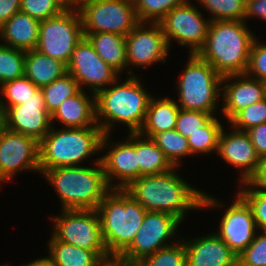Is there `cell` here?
Returning a JSON list of instances; mask_svg holds the SVG:
<instances>
[{
  "instance_id": "ac0fdd59",
  "label": "cell",
  "mask_w": 266,
  "mask_h": 266,
  "mask_svg": "<svg viewBox=\"0 0 266 266\" xmlns=\"http://www.w3.org/2000/svg\"><path fill=\"white\" fill-rule=\"evenodd\" d=\"M5 121L7 129L40 142L52 127L51 115L45 108L41 88L22 104L8 107L5 110Z\"/></svg>"
},
{
  "instance_id": "f1b7e54d",
  "label": "cell",
  "mask_w": 266,
  "mask_h": 266,
  "mask_svg": "<svg viewBox=\"0 0 266 266\" xmlns=\"http://www.w3.org/2000/svg\"><path fill=\"white\" fill-rule=\"evenodd\" d=\"M80 90L77 80L71 74L65 73L41 88L46 110L52 115L64 100L76 95Z\"/></svg>"
},
{
  "instance_id": "d590c367",
  "label": "cell",
  "mask_w": 266,
  "mask_h": 266,
  "mask_svg": "<svg viewBox=\"0 0 266 266\" xmlns=\"http://www.w3.org/2000/svg\"><path fill=\"white\" fill-rule=\"evenodd\" d=\"M181 238L175 244L143 258L134 266H187L185 246Z\"/></svg>"
},
{
  "instance_id": "5bb4252c",
  "label": "cell",
  "mask_w": 266,
  "mask_h": 266,
  "mask_svg": "<svg viewBox=\"0 0 266 266\" xmlns=\"http://www.w3.org/2000/svg\"><path fill=\"white\" fill-rule=\"evenodd\" d=\"M128 75H135L131 68L150 67L158 62L166 63L169 44L159 23L139 22L125 36ZM131 66V68L129 67Z\"/></svg>"
},
{
  "instance_id": "74e56055",
  "label": "cell",
  "mask_w": 266,
  "mask_h": 266,
  "mask_svg": "<svg viewBox=\"0 0 266 266\" xmlns=\"http://www.w3.org/2000/svg\"><path fill=\"white\" fill-rule=\"evenodd\" d=\"M68 5L63 0H21L20 12L44 21L60 14Z\"/></svg>"
},
{
  "instance_id": "f546056e",
  "label": "cell",
  "mask_w": 266,
  "mask_h": 266,
  "mask_svg": "<svg viewBox=\"0 0 266 266\" xmlns=\"http://www.w3.org/2000/svg\"><path fill=\"white\" fill-rule=\"evenodd\" d=\"M223 128L222 123L213 116L204 126L198 131L191 134L187 140L191 151V156L196 154H210L217 152L219 134Z\"/></svg>"
},
{
  "instance_id": "60d3db41",
  "label": "cell",
  "mask_w": 266,
  "mask_h": 266,
  "mask_svg": "<svg viewBox=\"0 0 266 266\" xmlns=\"http://www.w3.org/2000/svg\"><path fill=\"white\" fill-rule=\"evenodd\" d=\"M237 260L244 266H266V231L258 230L253 242L237 256Z\"/></svg>"
},
{
  "instance_id": "836d02e7",
  "label": "cell",
  "mask_w": 266,
  "mask_h": 266,
  "mask_svg": "<svg viewBox=\"0 0 266 266\" xmlns=\"http://www.w3.org/2000/svg\"><path fill=\"white\" fill-rule=\"evenodd\" d=\"M25 51L0 43V85L24 76Z\"/></svg>"
},
{
  "instance_id": "3957f363",
  "label": "cell",
  "mask_w": 266,
  "mask_h": 266,
  "mask_svg": "<svg viewBox=\"0 0 266 266\" xmlns=\"http://www.w3.org/2000/svg\"><path fill=\"white\" fill-rule=\"evenodd\" d=\"M246 21H211L204 45L197 55L222 77L246 74L255 34Z\"/></svg>"
},
{
  "instance_id": "7dc6e473",
  "label": "cell",
  "mask_w": 266,
  "mask_h": 266,
  "mask_svg": "<svg viewBox=\"0 0 266 266\" xmlns=\"http://www.w3.org/2000/svg\"><path fill=\"white\" fill-rule=\"evenodd\" d=\"M97 266H132L120 257L110 256L103 259Z\"/></svg>"
},
{
  "instance_id": "681fc988",
  "label": "cell",
  "mask_w": 266,
  "mask_h": 266,
  "mask_svg": "<svg viewBox=\"0 0 266 266\" xmlns=\"http://www.w3.org/2000/svg\"><path fill=\"white\" fill-rule=\"evenodd\" d=\"M6 128V121H5V110L0 104V135Z\"/></svg>"
},
{
  "instance_id": "cb8c5ba5",
  "label": "cell",
  "mask_w": 266,
  "mask_h": 266,
  "mask_svg": "<svg viewBox=\"0 0 266 266\" xmlns=\"http://www.w3.org/2000/svg\"><path fill=\"white\" fill-rule=\"evenodd\" d=\"M179 109L175 99L168 96L156 99L152 96L139 133L145 137L153 138L156 134L175 129Z\"/></svg>"
},
{
  "instance_id": "ee69618b",
  "label": "cell",
  "mask_w": 266,
  "mask_h": 266,
  "mask_svg": "<svg viewBox=\"0 0 266 266\" xmlns=\"http://www.w3.org/2000/svg\"><path fill=\"white\" fill-rule=\"evenodd\" d=\"M21 0H0V27L15 13L20 12Z\"/></svg>"
},
{
  "instance_id": "52a82bcc",
  "label": "cell",
  "mask_w": 266,
  "mask_h": 266,
  "mask_svg": "<svg viewBox=\"0 0 266 266\" xmlns=\"http://www.w3.org/2000/svg\"><path fill=\"white\" fill-rule=\"evenodd\" d=\"M184 68L176 80L177 105L184 110L202 111L215 116L220 105L223 77L197 54L188 55Z\"/></svg>"
},
{
  "instance_id": "f6af8a7d",
  "label": "cell",
  "mask_w": 266,
  "mask_h": 266,
  "mask_svg": "<svg viewBox=\"0 0 266 266\" xmlns=\"http://www.w3.org/2000/svg\"><path fill=\"white\" fill-rule=\"evenodd\" d=\"M251 17H259L266 23V1L247 0L245 20L249 21Z\"/></svg>"
},
{
  "instance_id": "e0dca14e",
  "label": "cell",
  "mask_w": 266,
  "mask_h": 266,
  "mask_svg": "<svg viewBox=\"0 0 266 266\" xmlns=\"http://www.w3.org/2000/svg\"><path fill=\"white\" fill-rule=\"evenodd\" d=\"M232 204L226 206L219 228L215 232L239 256L254 240L258 232L253 212L247 201L235 192Z\"/></svg>"
},
{
  "instance_id": "1f68e13d",
  "label": "cell",
  "mask_w": 266,
  "mask_h": 266,
  "mask_svg": "<svg viewBox=\"0 0 266 266\" xmlns=\"http://www.w3.org/2000/svg\"><path fill=\"white\" fill-rule=\"evenodd\" d=\"M211 21H245L247 0H197Z\"/></svg>"
},
{
  "instance_id": "8fae6325",
  "label": "cell",
  "mask_w": 266,
  "mask_h": 266,
  "mask_svg": "<svg viewBox=\"0 0 266 266\" xmlns=\"http://www.w3.org/2000/svg\"><path fill=\"white\" fill-rule=\"evenodd\" d=\"M51 218L52 235L63 243L92 251H107L97 210H61ZM53 219V220H52Z\"/></svg>"
},
{
  "instance_id": "5b68a950",
  "label": "cell",
  "mask_w": 266,
  "mask_h": 266,
  "mask_svg": "<svg viewBox=\"0 0 266 266\" xmlns=\"http://www.w3.org/2000/svg\"><path fill=\"white\" fill-rule=\"evenodd\" d=\"M55 128L52 125L39 142L40 174L52 168L81 166L84 160L102 152L104 132L99 126Z\"/></svg>"
},
{
  "instance_id": "7402d4cb",
  "label": "cell",
  "mask_w": 266,
  "mask_h": 266,
  "mask_svg": "<svg viewBox=\"0 0 266 266\" xmlns=\"http://www.w3.org/2000/svg\"><path fill=\"white\" fill-rule=\"evenodd\" d=\"M80 90L76 95L64 100L51 115V123L59 121L63 127L84 128L99 126L96 121L95 94Z\"/></svg>"
},
{
  "instance_id": "7c38bea8",
  "label": "cell",
  "mask_w": 266,
  "mask_h": 266,
  "mask_svg": "<svg viewBox=\"0 0 266 266\" xmlns=\"http://www.w3.org/2000/svg\"><path fill=\"white\" fill-rule=\"evenodd\" d=\"M192 0L174 7L158 23L167 39L169 47L176 41L186 46L189 54H197L205 43L211 20L203 17Z\"/></svg>"
},
{
  "instance_id": "f5cc1de1",
  "label": "cell",
  "mask_w": 266,
  "mask_h": 266,
  "mask_svg": "<svg viewBox=\"0 0 266 266\" xmlns=\"http://www.w3.org/2000/svg\"><path fill=\"white\" fill-rule=\"evenodd\" d=\"M234 266H244V265L240 264V263L237 261V263H236Z\"/></svg>"
},
{
  "instance_id": "816d5d0a",
  "label": "cell",
  "mask_w": 266,
  "mask_h": 266,
  "mask_svg": "<svg viewBox=\"0 0 266 266\" xmlns=\"http://www.w3.org/2000/svg\"><path fill=\"white\" fill-rule=\"evenodd\" d=\"M79 0H72V6L76 5Z\"/></svg>"
},
{
  "instance_id": "277c9868",
  "label": "cell",
  "mask_w": 266,
  "mask_h": 266,
  "mask_svg": "<svg viewBox=\"0 0 266 266\" xmlns=\"http://www.w3.org/2000/svg\"><path fill=\"white\" fill-rule=\"evenodd\" d=\"M94 162L93 167H58L41 174L58 193L62 210H95L112 190L107 183L101 157Z\"/></svg>"
},
{
  "instance_id": "ba28073f",
  "label": "cell",
  "mask_w": 266,
  "mask_h": 266,
  "mask_svg": "<svg viewBox=\"0 0 266 266\" xmlns=\"http://www.w3.org/2000/svg\"><path fill=\"white\" fill-rule=\"evenodd\" d=\"M83 36L110 32L126 36L139 23L133 0H79Z\"/></svg>"
},
{
  "instance_id": "7bdbcfd3",
  "label": "cell",
  "mask_w": 266,
  "mask_h": 266,
  "mask_svg": "<svg viewBox=\"0 0 266 266\" xmlns=\"http://www.w3.org/2000/svg\"><path fill=\"white\" fill-rule=\"evenodd\" d=\"M246 132L250 137L257 155L260 158L266 155V123L254 126Z\"/></svg>"
},
{
  "instance_id": "603a6c76",
  "label": "cell",
  "mask_w": 266,
  "mask_h": 266,
  "mask_svg": "<svg viewBox=\"0 0 266 266\" xmlns=\"http://www.w3.org/2000/svg\"><path fill=\"white\" fill-rule=\"evenodd\" d=\"M40 21L22 12L15 13L0 27V39L4 45L29 51L36 49L39 41Z\"/></svg>"
},
{
  "instance_id": "d6986e66",
  "label": "cell",
  "mask_w": 266,
  "mask_h": 266,
  "mask_svg": "<svg viewBox=\"0 0 266 266\" xmlns=\"http://www.w3.org/2000/svg\"><path fill=\"white\" fill-rule=\"evenodd\" d=\"M230 127L231 131L228 133L223 126L219 134L216 154L218 153L227 164L240 169V184L249 182L258 169L260 157L247 132Z\"/></svg>"
},
{
  "instance_id": "4dcf8cb0",
  "label": "cell",
  "mask_w": 266,
  "mask_h": 266,
  "mask_svg": "<svg viewBox=\"0 0 266 266\" xmlns=\"http://www.w3.org/2000/svg\"><path fill=\"white\" fill-rule=\"evenodd\" d=\"M152 139L173 167H180L181 159L191 156L187 138L175 129L156 134Z\"/></svg>"
},
{
  "instance_id": "2e32d148",
  "label": "cell",
  "mask_w": 266,
  "mask_h": 266,
  "mask_svg": "<svg viewBox=\"0 0 266 266\" xmlns=\"http://www.w3.org/2000/svg\"><path fill=\"white\" fill-rule=\"evenodd\" d=\"M27 170L40 174L39 142L5 128L0 135V185Z\"/></svg>"
},
{
  "instance_id": "bcb514c9",
  "label": "cell",
  "mask_w": 266,
  "mask_h": 266,
  "mask_svg": "<svg viewBox=\"0 0 266 266\" xmlns=\"http://www.w3.org/2000/svg\"><path fill=\"white\" fill-rule=\"evenodd\" d=\"M249 183L266 191V155L260 158L258 169Z\"/></svg>"
},
{
  "instance_id": "44dd1931",
  "label": "cell",
  "mask_w": 266,
  "mask_h": 266,
  "mask_svg": "<svg viewBox=\"0 0 266 266\" xmlns=\"http://www.w3.org/2000/svg\"><path fill=\"white\" fill-rule=\"evenodd\" d=\"M182 240L187 266H234L238 261L237 255L216 233Z\"/></svg>"
},
{
  "instance_id": "b9f144b4",
  "label": "cell",
  "mask_w": 266,
  "mask_h": 266,
  "mask_svg": "<svg viewBox=\"0 0 266 266\" xmlns=\"http://www.w3.org/2000/svg\"><path fill=\"white\" fill-rule=\"evenodd\" d=\"M246 74L266 83V43H260L256 37L251 46Z\"/></svg>"
},
{
  "instance_id": "d6a6232c",
  "label": "cell",
  "mask_w": 266,
  "mask_h": 266,
  "mask_svg": "<svg viewBox=\"0 0 266 266\" xmlns=\"http://www.w3.org/2000/svg\"><path fill=\"white\" fill-rule=\"evenodd\" d=\"M0 104L6 110L10 106L20 105L32 98L39 89L29 78L23 76L0 85ZM3 98V99H2Z\"/></svg>"
},
{
  "instance_id": "8d00e7d4",
  "label": "cell",
  "mask_w": 266,
  "mask_h": 266,
  "mask_svg": "<svg viewBox=\"0 0 266 266\" xmlns=\"http://www.w3.org/2000/svg\"><path fill=\"white\" fill-rule=\"evenodd\" d=\"M238 185L241 188H238L239 191L237 190V192L251 207L258 230L266 231V191L255 187L249 182Z\"/></svg>"
},
{
  "instance_id": "484cf974",
  "label": "cell",
  "mask_w": 266,
  "mask_h": 266,
  "mask_svg": "<svg viewBox=\"0 0 266 266\" xmlns=\"http://www.w3.org/2000/svg\"><path fill=\"white\" fill-rule=\"evenodd\" d=\"M101 59L113 68L119 75L127 71V53L125 36L110 33L98 32L88 33L85 36Z\"/></svg>"
},
{
  "instance_id": "c3c4849f",
  "label": "cell",
  "mask_w": 266,
  "mask_h": 266,
  "mask_svg": "<svg viewBox=\"0 0 266 266\" xmlns=\"http://www.w3.org/2000/svg\"><path fill=\"white\" fill-rule=\"evenodd\" d=\"M24 266H55V264L47 256V257H41L38 259H34L32 262L30 261Z\"/></svg>"
},
{
  "instance_id": "4316f807",
  "label": "cell",
  "mask_w": 266,
  "mask_h": 266,
  "mask_svg": "<svg viewBox=\"0 0 266 266\" xmlns=\"http://www.w3.org/2000/svg\"><path fill=\"white\" fill-rule=\"evenodd\" d=\"M67 73L66 65L60 60L39 53L36 49L25 51L24 76L38 88L52 83Z\"/></svg>"
},
{
  "instance_id": "e575fe53",
  "label": "cell",
  "mask_w": 266,
  "mask_h": 266,
  "mask_svg": "<svg viewBox=\"0 0 266 266\" xmlns=\"http://www.w3.org/2000/svg\"><path fill=\"white\" fill-rule=\"evenodd\" d=\"M139 22L158 23L174 7L189 0H133Z\"/></svg>"
},
{
  "instance_id": "30bf717a",
  "label": "cell",
  "mask_w": 266,
  "mask_h": 266,
  "mask_svg": "<svg viewBox=\"0 0 266 266\" xmlns=\"http://www.w3.org/2000/svg\"><path fill=\"white\" fill-rule=\"evenodd\" d=\"M181 223L172 214L147 211L130 246L119 257L134 266L143 258L175 244L180 239L176 232H179Z\"/></svg>"
},
{
  "instance_id": "9a60e30c",
  "label": "cell",
  "mask_w": 266,
  "mask_h": 266,
  "mask_svg": "<svg viewBox=\"0 0 266 266\" xmlns=\"http://www.w3.org/2000/svg\"><path fill=\"white\" fill-rule=\"evenodd\" d=\"M66 68L67 73L77 80L80 89L83 90L87 87L94 94L107 88L117 78H121L113 68L101 59L84 36L76 44Z\"/></svg>"
},
{
  "instance_id": "f35d334b",
  "label": "cell",
  "mask_w": 266,
  "mask_h": 266,
  "mask_svg": "<svg viewBox=\"0 0 266 266\" xmlns=\"http://www.w3.org/2000/svg\"><path fill=\"white\" fill-rule=\"evenodd\" d=\"M266 123V97L238 112L227 125L240 131Z\"/></svg>"
},
{
  "instance_id": "f907efd6",
  "label": "cell",
  "mask_w": 266,
  "mask_h": 266,
  "mask_svg": "<svg viewBox=\"0 0 266 266\" xmlns=\"http://www.w3.org/2000/svg\"><path fill=\"white\" fill-rule=\"evenodd\" d=\"M68 6H72V0H63Z\"/></svg>"
},
{
  "instance_id": "83f0119b",
  "label": "cell",
  "mask_w": 266,
  "mask_h": 266,
  "mask_svg": "<svg viewBox=\"0 0 266 266\" xmlns=\"http://www.w3.org/2000/svg\"><path fill=\"white\" fill-rule=\"evenodd\" d=\"M137 163L139 178L166 173L174 168L154 140L139 132H137Z\"/></svg>"
},
{
  "instance_id": "ffe728a7",
  "label": "cell",
  "mask_w": 266,
  "mask_h": 266,
  "mask_svg": "<svg viewBox=\"0 0 266 266\" xmlns=\"http://www.w3.org/2000/svg\"><path fill=\"white\" fill-rule=\"evenodd\" d=\"M221 93L219 109L228 123L238 112L266 97V83L247 74L228 75L222 79Z\"/></svg>"
},
{
  "instance_id": "9c48e42d",
  "label": "cell",
  "mask_w": 266,
  "mask_h": 266,
  "mask_svg": "<svg viewBox=\"0 0 266 266\" xmlns=\"http://www.w3.org/2000/svg\"><path fill=\"white\" fill-rule=\"evenodd\" d=\"M83 37L82 19L76 5L68 6L60 14L40 21L36 50L60 60L66 66L76 44Z\"/></svg>"
},
{
  "instance_id": "4fadbf2b",
  "label": "cell",
  "mask_w": 266,
  "mask_h": 266,
  "mask_svg": "<svg viewBox=\"0 0 266 266\" xmlns=\"http://www.w3.org/2000/svg\"><path fill=\"white\" fill-rule=\"evenodd\" d=\"M109 139L110 134H104L101 142V150H108L100 156L103 171L111 189L124 190L139 178L137 132H130L124 141L116 143Z\"/></svg>"
},
{
  "instance_id": "8992f818",
  "label": "cell",
  "mask_w": 266,
  "mask_h": 266,
  "mask_svg": "<svg viewBox=\"0 0 266 266\" xmlns=\"http://www.w3.org/2000/svg\"><path fill=\"white\" fill-rule=\"evenodd\" d=\"M109 256L119 257L131 244L147 210L123 189H112L97 207Z\"/></svg>"
},
{
  "instance_id": "d4e9b609",
  "label": "cell",
  "mask_w": 266,
  "mask_h": 266,
  "mask_svg": "<svg viewBox=\"0 0 266 266\" xmlns=\"http://www.w3.org/2000/svg\"><path fill=\"white\" fill-rule=\"evenodd\" d=\"M48 240V257L55 266H97L110 257L107 251H92L58 241L52 234Z\"/></svg>"
},
{
  "instance_id": "ab89813d",
  "label": "cell",
  "mask_w": 266,
  "mask_h": 266,
  "mask_svg": "<svg viewBox=\"0 0 266 266\" xmlns=\"http://www.w3.org/2000/svg\"><path fill=\"white\" fill-rule=\"evenodd\" d=\"M213 116L210 113L179 109L175 130L188 138L204 126Z\"/></svg>"
},
{
  "instance_id": "6da1fadb",
  "label": "cell",
  "mask_w": 266,
  "mask_h": 266,
  "mask_svg": "<svg viewBox=\"0 0 266 266\" xmlns=\"http://www.w3.org/2000/svg\"><path fill=\"white\" fill-rule=\"evenodd\" d=\"M177 169L174 167L166 173L141 176L124 190L147 211L172 214L182 223L192 210L225 206L216 197L187 183L176 173Z\"/></svg>"
},
{
  "instance_id": "7a4b0ae2",
  "label": "cell",
  "mask_w": 266,
  "mask_h": 266,
  "mask_svg": "<svg viewBox=\"0 0 266 266\" xmlns=\"http://www.w3.org/2000/svg\"><path fill=\"white\" fill-rule=\"evenodd\" d=\"M125 79L119 83L117 78L95 94L96 121L104 134H111L120 123L128 127V133L139 132L145 121L152 95L137 75Z\"/></svg>"
}]
</instances>
